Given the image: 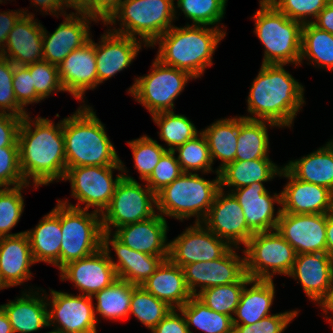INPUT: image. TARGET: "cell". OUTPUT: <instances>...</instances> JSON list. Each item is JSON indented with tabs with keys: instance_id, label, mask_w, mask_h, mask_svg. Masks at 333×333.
I'll use <instances>...</instances> for the list:
<instances>
[{
	"instance_id": "1",
	"label": "cell",
	"mask_w": 333,
	"mask_h": 333,
	"mask_svg": "<svg viewBox=\"0 0 333 333\" xmlns=\"http://www.w3.org/2000/svg\"><path fill=\"white\" fill-rule=\"evenodd\" d=\"M29 116L23 117L19 128V163L25 182L30 184L32 178L37 189L55 180H64L67 172L65 140L62 120L55 124L48 118L31 119Z\"/></svg>"
},
{
	"instance_id": "2",
	"label": "cell",
	"mask_w": 333,
	"mask_h": 333,
	"mask_svg": "<svg viewBox=\"0 0 333 333\" xmlns=\"http://www.w3.org/2000/svg\"><path fill=\"white\" fill-rule=\"evenodd\" d=\"M285 64H261L247 97L250 120H266L279 128H291L305 102L304 88L288 71Z\"/></svg>"
},
{
	"instance_id": "3",
	"label": "cell",
	"mask_w": 333,
	"mask_h": 333,
	"mask_svg": "<svg viewBox=\"0 0 333 333\" xmlns=\"http://www.w3.org/2000/svg\"><path fill=\"white\" fill-rule=\"evenodd\" d=\"M225 35V30L215 27L174 25L150 47L158 43L156 59L166 66L187 71L197 79L213 65L212 56Z\"/></svg>"
},
{
	"instance_id": "4",
	"label": "cell",
	"mask_w": 333,
	"mask_h": 333,
	"mask_svg": "<svg viewBox=\"0 0 333 333\" xmlns=\"http://www.w3.org/2000/svg\"><path fill=\"white\" fill-rule=\"evenodd\" d=\"M67 167L122 165L105 126L89 105L62 120Z\"/></svg>"
},
{
	"instance_id": "5",
	"label": "cell",
	"mask_w": 333,
	"mask_h": 333,
	"mask_svg": "<svg viewBox=\"0 0 333 333\" xmlns=\"http://www.w3.org/2000/svg\"><path fill=\"white\" fill-rule=\"evenodd\" d=\"M220 189V176L207 180L198 173H183L156 194L157 213L181 222L196 217L202 223Z\"/></svg>"
},
{
	"instance_id": "6",
	"label": "cell",
	"mask_w": 333,
	"mask_h": 333,
	"mask_svg": "<svg viewBox=\"0 0 333 333\" xmlns=\"http://www.w3.org/2000/svg\"><path fill=\"white\" fill-rule=\"evenodd\" d=\"M254 14V33L264 46L262 64H294L299 66L303 24L291 20L271 3L259 0Z\"/></svg>"
},
{
	"instance_id": "7",
	"label": "cell",
	"mask_w": 333,
	"mask_h": 333,
	"mask_svg": "<svg viewBox=\"0 0 333 333\" xmlns=\"http://www.w3.org/2000/svg\"><path fill=\"white\" fill-rule=\"evenodd\" d=\"M175 0H121L119 7L104 22L120 28L112 32L141 40L150 47L161 35L167 32L175 20Z\"/></svg>"
},
{
	"instance_id": "8",
	"label": "cell",
	"mask_w": 333,
	"mask_h": 333,
	"mask_svg": "<svg viewBox=\"0 0 333 333\" xmlns=\"http://www.w3.org/2000/svg\"><path fill=\"white\" fill-rule=\"evenodd\" d=\"M151 72L137 77L128 89L135 101L152 115L174 110V100L181 94L188 81L194 78L189 72L162 64L154 59Z\"/></svg>"
},
{
	"instance_id": "9",
	"label": "cell",
	"mask_w": 333,
	"mask_h": 333,
	"mask_svg": "<svg viewBox=\"0 0 333 333\" xmlns=\"http://www.w3.org/2000/svg\"><path fill=\"white\" fill-rule=\"evenodd\" d=\"M88 211L60 202V269L67 263L90 256L102 248L101 214Z\"/></svg>"
},
{
	"instance_id": "10",
	"label": "cell",
	"mask_w": 333,
	"mask_h": 333,
	"mask_svg": "<svg viewBox=\"0 0 333 333\" xmlns=\"http://www.w3.org/2000/svg\"><path fill=\"white\" fill-rule=\"evenodd\" d=\"M123 177L115 187L109 205L101 214L103 232L112 233L130 223L147 220L156 214V194L146 185L129 176L122 160Z\"/></svg>"
},
{
	"instance_id": "11",
	"label": "cell",
	"mask_w": 333,
	"mask_h": 333,
	"mask_svg": "<svg viewBox=\"0 0 333 333\" xmlns=\"http://www.w3.org/2000/svg\"><path fill=\"white\" fill-rule=\"evenodd\" d=\"M245 272L251 279L272 280L287 275L296 260L295 249L276 231L254 233L244 246Z\"/></svg>"
},
{
	"instance_id": "12",
	"label": "cell",
	"mask_w": 333,
	"mask_h": 333,
	"mask_svg": "<svg viewBox=\"0 0 333 333\" xmlns=\"http://www.w3.org/2000/svg\"><path fill=\"white\" fill-rule=\"evenodd\" d=\"M114 170L121 171V174L113 178ZM122 171V165L67 167L63 181H70L71 197L77 199L78 203L73 205L67 199L59 201L77 209L88 210L93 207L94 212L102 214L123 177ZM82 204L85 207H81Z\"/></svg>"
},
{
	"instance_id": "13",
	"label": "cell",
	"mask_w": 333,
	"mask_h": 333,
	"mask_svg": "<svg viewBox=\"0 0 333 333\" xmlns=\"http://www.w3.org/2000/svg\"><path fill=\"white\" fill-rule=\"evenodd\" d=\"M49 295L51 299H48ZM49 295H46L49 327L53 326V330L62 333H97L99 321L91 296H74L53 289Z\"/></svg>"
},
{
	"instance_id": "14",
	"label": "cell",
	"mask_w": 333,
	"mask_h": 333,
	"mask_svg": "<svg viewBox=\"0 0 333 333\" xmlns=\"http://www.w3.org/2000/svg\"><path fill=\"white\" fill-rule=\"evenodd\" d=\"M169 242V259L181 268L191 263L221 258L232 248L203 223H194Z\"/></svg>"
},
{
	"instance_id": "15",
	"label": "cell",
	"mask_w": 333,
	"mask_h": 333,
	"mask_svg": "<svg viewBox=\"0 0 333 333\" xmlns=\"http://www.w3.org/2000/svg\"><path fill=\"white\" fill-rule=\"evenodd\" d=\"M236 249L239 250L232 247L223 257L215 260L182 267L187 288L193 296L213 286L237 282L246 273L245 257H240Z\"/></svg>"
},
{
	"instance_id": "16",
	"label": "cell",
	"mask_w": 333,
	"mask_h": 333,
	"mask_svg": "<svg viewBox=\"0 0 333 333\" xmlns=\"http://www.w3.org/2000/svg\"><path fill=\"white\" fill-rule=\"evenodd\" d=\"M221 188L216 193L208 215L202 222L217 237L227 241L232 247L246 245L253 236L248 228L243 209L234 195Z\"/></svg>"
},
{
	"instance_id": "17",
	"label": "cell",
	"mask_w": 333,
	"mask_h": 333,
	"mask_svg": "<svg viewBox=\"0 0 333 333\" xmlns=\"http://www.w3.org/2000/svg\"><path fill=\"white\" fill-rule=\"evenodd\" d=\"M64 21L53 33L43 29L44 61L59 65L73 50L83 47L92 38V21H99L84 12L64 14ZM49 33V34H48Z\"/></svg>"
},
{
	"instance_id": "18",
	"label": "cell",
	"mask_w": 333,
	"mask_h": 333,
	"mask_svg": "<svg viewBox=\"0 0 333 333\" xmlns=\"http://www.w3.org/2000/svg\"><path fill=\"white\" fill-rule=\"evenodd\" d=\"M327 214H291L281 212L276 231L302 253H327Z\"/></svg>"
},
{
	"instance_id": "19",
	"label": "cell",
	"mask_w": 333,
	"mask_h": 333,
	"mask_svg": "<svg viewBox=\"0 0 333 333\" xmlns=\"http://www.w3.org/2000/svg\"><path fill=\"white\" fill-rule=\"evenodd\" d=\"M61 281L70 280L79 294L93 296L110 286L116 279V271L108 253L102 247L94 254L67 263L60 269Z\"/></svg>"
},
{
	"instance_id": "20",
	"label": "cell",
	"mask_w": 333,
	"mask_h": 333,
	"mask_svg": "<svg viewBox=\"0 0 333 333\" xmlns=\"http://www.w3.org/2000/svg\"><path fill=\"white\" fill-rule=\"evenodd\" d=\"M280 177L288 179L281 193V212L327 214L333 212V193L326 187L295 178L284 166Z\"/></svg>"
},
{
	"instance_id": "21",
	"label": "cell",
	"mask_w": 333,
	"mask_h": 333,
	"mask_svg": "<svg viewBox=\"0 0 333 333\" xmlns=\"http://www.w3.org/2000/svg\"><path fill=\"white\" fill-rule=\"evenodd\" d=\"M263 183L257 182L229 191L243 209L248 228L253 233L276 230L281 214V207L276 213L274 208L275 203L281 205V193L271 196Z\"/></svg>"
},
{
	"instance_id": "22",
	"label": "cell",
	"mask_w": 333,
	"mask_h": 333,
	"mask_svg": "<svg viewBox=\"0 0 333 333\" xmlns=\"http://www.w3.org/2000/svg\"><path fill=\"white\" fill-rule=\"evenodd\" d=\"M58 72L64 90L85 103L86 90L98 86L95 42L90 39L83 47L73 50L58 65Z\"/></svg>"
},
{
	"instance_id": "23",
	"label": "cell",
	"mask_w": 333,
	"mask_h": 333,
	"mask_svg": "<svg viewBox=\"0 0 333 333\" xmlns=\"http://www.w3.org/2000/svg\"><path fill=\"white\" fill-rule=\"evenodd\" d=\"M169 227L166 218L156 213L151 218L123 225L112 234L127 247L153 256L169 259L167 231Z\"/></svg>"
},
{
	"instance_id": "24",
	"label": "cell",
	"mask_w": 333,
	"mask_h": 333,
	"mask_svg": "<svg viewBox=\"0 0 333 333\" xmlns=\"http://www.w3.org/2000/svg\"><path fill=\"white\" fill-rule=\"evenodd\" d=\"M100 37L99 43H95L99 85L130 66L143 43L138 38L121 35L109 29Z\"/></svg>"
},
{
	"instance_id": "25",
	"label": "cell",
	"mask_w": 333,
	"mask_h": 333,
	"mask_svg": "<svg viewBox=\"0 0 333 333\" xmlns=\"http://www.w3.org/2000/svg\"><path fill=\"white\" fill-rule=\"evenodd\" d=\"M34 17L35 15H23L18 20L0 53L14 65L28 66L44 60V26Z\"/></svg>"
},
{
	"instance_id": "26",
	"label": "cell",
	"mask_w": 333,
	"mask_h": 333,
	"mask_svg": "<svg viewBox=\"0 0 333 333\" xmlns=\"http://www.w3.org/2000/svg\"><path fill=\"white\" fill-rule=\"evenodd\" d=\"M110 246H112L118 257L116 262L110 256ZM102 247L109 255L117 278L136 286H141L163 261L160 256H153L130 249L110 232L102 233Z\"/></svg>"
},
{
	"instance_id": "27",
	"label": "cell",
	"mask_w": 333,
	"mask_h": 333,
	"mask_svg": "<svg viewBox=\"0 0 333 333\" xmlns=\"http://www.w3.org/2000/svg\"><path fill=\"white\" fill-rule=\"evenodd\" d=\"M288 276L300 281L307 297L318 306L333 284V258L327 253L298 254Z\"/></svg>"
},
{
	"instance_id": "28",
	"label": "cell",
	"mask_w": 333,
	"mask_h": 333,
	"mask_svg": "<svg viewBox=\"0 0 333 333\" xmlns=\"http://www.w3.org/2000/svg\"><path fill=\"white\" fill-rule=\"evenodd\" d=\"M35 289L38 290L33 292L31 288L29 291H23L14 301L0 305L10 321L13 333H33L43 327H49L47 292L41 288ZM39 289L44 294L39 295Z\"/></svg>"
},
{
	"instance_id": "29",
	"label": "cell",
	"mask_w": 333,
	"mask_h": 333,
	"mask_svg": "<svg viewBox=\"0 0 333 333\" xmlns=\"http://www.w3.org/2000/svg\"><path fill=\"white\" fill-rule=\"evenodd\" d=\"M35 263L25 231L14 236L0 237V272L9 287L23 285L32 279L29 267Z\"/></svg>"
},
{
	"instance_id": "30",
	"label": "cell",
	"mask_w": 333,
	"mask_h": 333,
	"mask_svg": "<svg viewBox=\"0 0 333 333\" xmlns=\"http://www.w3.org/2000/svg\"><path fill=\"white\" fill-rule=\"evenodd\" d=\"M141 286L177 310L193 296L187 288L183 269L170 259L163 260Z\"/></svg>"
},
{
	"instance_id": "31",
	"label": "cell",
	"mask_w": 333,
	"mask_h": 333,
	"mask_svg": "<svg viewBox=\"0 0 333 333\" xmlns=\"http://www.w3.org/2000/svg\"><path fill=\"white\" fill-rule=\"evenodd\" d=\"M30 241L34 261L52 264L60 270L62 232L60 225V201L35 228L25 231Z\"/></svg>"
},
{
	"instance_id": "32",
	"label": "cell",
	"mask_w": 333,
	"mask_h": 333,
	"mask_svg": "<svg viewBox=\"0 0 333 333\" xmlns=\"http://www.w3.org/2000/svg\"><path fill=\"white\" fill-rule=\"evenodd\" d=\"M284 167L298 180L326 187L333 193V139Z\"/></svg>"
},
{
	"instance_id": "33",
	"label": "cell",
	"mask_w": 333,
	"mask_h": 333,
	"mask_svg": "<svg viewBox=\"0 0 333 333\" xmlns=\"http://www.w3.org/2000/svg\"><path fill=\"white\" fill-rule=\"evenodd\" d=\"M281 169L270 158L235 160L219 171L220 188L224 190L227 186L235 190L257 182H268L279 176Z\"/></svg>"
},
{
	"instance_id": "34",
	"label": "cell",
	"mask_w": 333,
	"mask_h": 333,
	"mask_svg": "<svg viewBox=\"0 0 333 333\" xmlns=\"http://www.w3.org/2000/svg\"><path fill=\"white\" fill-rule=\"evenodd\" d=\"M251 285L248 289L247 286ZM275 297L273 280L251 279L245 285L233 317V324L251 325L269 314Z\"/></svg>"
},
{
	"instance_id": "35",
	"label": "cell",
	"mask_w": 333,
	"mask_h": 333,
	"mask_svg": "<svg viewBox=\"0 0 333 333\" xmlns=\"http://www.w3.org/2000/svg\"><path fill=\"white\" fill-rule=\"evenodd\" d=\"M201 132L207 140L212 163L216 158L221 161L218 172L236 160L239 116L216 120Z\"/></svg>"
},
{
	"instance_id": "36",
	"label": "cell",
	"mask_w": 333,
	"mask_h": 333,
	"mask_svg": "<svg viewBox=\"0 0 333 333\" xmlns=\"http://www.w3.org/2000/svg\"><path fill=\"white\" fill-rule=\"evenodd\" d=\"M279 127L266 120H250L239 116L236 160L269 158L268 126Z\"/></svg>"
},
{
	"instance_id": "37",
	"label": "cell",
	"mask_w": 333,
	"mask_h": 333,
	"mask_svg": "<svg viewBox=\"0 0 333 333\" xmlns=\"http://www.w3.org/2000/svg\"><path fill=\"white\" fill-rule=\"evenodd\" d=\"M305 58L315 67L333 71V34L313 23L303 24L299 65Z\"/></svg>"
},
{
	"instance_id": "38",
	"label": "cell",
	"mask_w": 333,
	"mask_h": 333,
	"mask_svg": "<svg viewBox=\"0 0 333 333\" xmlns=\"http://www.w3.org/2000/svg\"><path fill=\"white\" fill-rule=\"evenodd\" d=\"M125 280L117 278L110 286L95 293L97 304L95 314L109 320H123L129 317L132 291L136 288Z\"/></svg>"
},
{
	"instance_id": "39",
	"label": "cell",
	"mask_w": 333,
	"mask_h": 333,
	"mask_svg": "<svg viewBox=\"0 0 333 333\" xmlns=\"http://www.w3.org/2000/svg\"><path fill=\"white\" fill-rule=\"evenodd\" d=\"M190 333L194 325L204 333H233V318L207 307L197 296H192L181 308Z\"/></svg>"
},
{
	"instance_id": "40",
	"label": "cell",
	"mask_w": 333,
	"mask_h": 333,
	"mask_svg": "<svg viewBox=\"0 0 333 333\" xmlns=\"http://www.w3.org/2000/svg\"><path fill=\"white\" fill-rule=\"evenodd\" d=\"M152 119L160 128V139L169 147L166 148L167 151L175 150L201 133L188 117L175 114L174 111L156 113L152 115Z\"/></svg>"
},
{
	"instance_id": "41",
	"label": "cell",
	"mask_w": 333,
	"mask_h": 333,
	"mask_svg": "<svg viewBox=\"0 0 333 333\" xmlns=\"http://www.w3.org/2000/svg\"><path fill=\"white\" fill-rule=\"evenodd\" d=\"M251 278L245 273L237 282L201 291L197 297L215 312L234 317L242 291Z\"/></svg>"
},
{
	"instance_id": "42",
	"label": "cell",
	"mask_w": 333,
	"mask_h": 333,
	"mask_svg": "<svg viewBox=\"0 0 333 333\" xmlns=\"http://www.w3.org/2000/svg\"><path fill=\"white\" fill-rule=\"evenodd\" d=\"M227 0H177V7L175 5V20L177 9L179 8L185 15V18L190 19L192 25H203L219 27L221 19L224 18Z\"/></svg>"
},
{
	"instance_id": "43",
	"label": "cell",
	"mask_w": 333,
	"mask_h": 333,
	"mask_svg": "<svg viewBox=\"0 0 333 333\" xmlns=\"http://www.w3.org/2000/svg\"><path fill=\"white\" fill-rule=\"evenodd\" d=\"M173 152H178L177 160L181 165L184 173H197L199 171L204 174L215 172L212 169V163L208 143L202 132L194 139L186 141L181 146L177 147Z\"/></svg>"
},
{
	"instance_id": "44",
	"label": "cell",
	"mask_w": 333,
	"mask_h": 333,
	"mask_svg": "<svg viewBox=\"0 0 333 333\" xmlns=\"http://www.w3.org/2000/svg\"><path fill=\"white\" fill-rule=\"evenodd\" d=\"M164 301L159 300L142 286L132 291L129 316L134 315L145 327L152 330L171 310Z\"/></svg>"
},
{
	"instance_id": "45",
	"label": "cell",
	"mask_w": 333,
	"mask_h": 333,
	"mask_svg": "<svg viewBox=\"0 0 333 333\" xmlns=\"http://www.w3.org/2000/svg\"><path fill=\"white\" fill-rule=\"evenodd\" d=\"M29 184L17 187L0 188V237L21 234L10 233L19 222L24 210V198L21 193Z\"/></svg>"
},
{
	"instance_id": "46",
	"label": "cell",
	"mask_w": 333,
	"mask_h": 333,
	"mask_svg": "<svg viewBox=\"0 0 333 333\" xmlns=\"http://www.w3.org/2000/svg\"><path fill=\"white\" fill-rule=\"evenodd\" d=\"M127 143L132 149L134 167L140 174L139 179L145 181L167 149L147 135Z\"/></svg>"
},
{
	"instance_id": "47",
	"label": "cell",
	"mask_w": 333,
	"mask_h": 333,
	"mask_svg": "<svg viewBox=\"0 0 333 333\" xmlns=\"http://www.w3.org/2000/svg\"><path fill=\"white\" fill-rule=\"evenodd\" d=\"M271 3L277 10L284 13L291 20L312 23L329 0H260ZM309 17V18H308ZM314 18V19H313ZM309 19V20H308Z\"/></svg>"
},
{
	"instance_id": "48",
	"label": "cell",
	"mask_w": 333,
	"mask_h": 333,
	"mask_svg": "<svg viewBox=\"0 0 333 333\" xmlns=\"http://www.w3.org/2000/svg\"><path fill=\"white\" fill-rule=\"evenodd\" d=\"M25 67L30 71L35 91L42 100L56 92H65L57 65L43 60Z\"/></svg>"
},
{
	"instance_id": "49",
	"label": "cell",
	"mask_w": 333,
	"mask_h": 333,
	"mask_svg": "<svg viewBox=\"0 0 333 333\" xmlns=\"http://www.w3.org/2000/svg\"><path fill=\"white\" fill-rule=\"evenodd\" d=\"M14 64L0 55V113H8L19 117L28 114L17 102L13 89Z\"/></svg>"
},
{
	"instance_id": "50",
	"label": "cell",
	"mask_w": 333,
	"mask_h": 333,
	"mask_svg": "<svg viewBox=\"0 0 333 333\" xmlns=\"http://www.w3.org/2000/svg\"><path fill=\"white\" fill-rule=\"evenodd\" d=\"M175 155L176 153L173 151H166L151 175L145 180L147 186L155 194L184 173Z\"/></svg>"
},
{
	"instance_id": "51",
	"label": "cell",
	"mask_w": 333,
	"mask_h": 333,
	"mask_svg": "<svg viewBox=\"0 0 333 333\" xmlns=\"http://www.w3.org/2000/svg\"><path fill=\"white\" fill-rule=\"evenodd\" d=\"M26 184L19 163V147L0 148V188Z\"/></svg>"
},
{
	"instance_id": "52",
	"label": "cell",
	"mask_w": 333,
	"mask_h": 333,
	"mask_svg": "<svg viewBox=\"0 0 333 333\" xmlns=\"http://www.w3.org/2000/svg\"><path fill=\"white\" fill-rule=\"evenodd\" d=\"M299 310L271 314L251 325L233 324V333H283Z\"/></svg>"
},
{
	"instance_id": "53",
	"label": "cell",
	"mask_w": 333,
	"mask_h": 333,
	"mask_svg": "<svg viewBox=\"0 0 333 333\" xmlns=\"http://www.w3.org/2000/svg\"><path fill=\"white\" fill-rule=\"evenodd\" d=\"M13 89L18 104L24 109L28 104L41 102L37 95L30 71L25 66L14 65Z\"/></svg>"
},
{
	"instance_id": "54",
	"label": "cell",
	"mask_w": 333,
	"mask_h": 333,
	"mask_svg": "<svg viewBox=\"0 0 333 333\" xmlns=\"http://www.w3.org/2000/svg\"><path fill=\"white\" fill-rule=\"evenodd\" d=\"M22 117L8 113H0V148L19 147L18 133Z\"/></svg>"
},
{
	"instance_id": "55",
	"label": "cell",
	"mask_w": 333,
	"mask_h": 333,
	"mask_svg": "<svg viewBox=\"0 0 333 333\" xmlns=\"http://www.w3.org/2000/svg\"><path fill=\"white\" fill-rule=\"evenodd\" d=\"M171 309L151 330V333H190L184 314L180 309ZM181 313V314H180Z\"/></svg>"
},
{
	"instance_id": "56",
	"label": "cell",
	"mask_w": 333,
	"mask_h": 333,
	"mask_svg": "<svg viewBox=\"0 0 333 333\" xmlns=\"http://www.w3.org/2000/svg\"><path fill=\"white\" fill-rule=\"evenodd\" d=\"M28 10H9L0 12V53L6 45L8 36L12 28L23 15H33Z\"/></svg>"
},
{
	"instance_id": "57",
	"label": "cell",
	"mask_w": 333,
	"mask_h": 333,
	"mask_svg": "<svg viewBox=\"0 0 333 333\" xmlns=\"http://www.w3.org/2000/svg\"><path fill=\"white\" fill-rule=\"evenodd\" d=\"M121 0H88V15L103 23L119 7Z\"/></svg>"
},
{
	"instance_id": "58",
	"label": "cell",
	"mask_w": 333,
	"mask_h": 333,
	"mask_svg": "<svg viewBox=\"0 0 333 333\" xmlns=\"http://www.w3.org/2000/svg\"><path fill=\"white\" fill-rule=\"evenodd\" d=\"M312 23L319 29L333 34V3L329 2Z\"/></svg>"
},
{
	"instance_id": "59",
	"label": "cell",
	"mask_w": 333,
	"mask_h": 333,
	"mask_svg": "<svg viewBox=\"0 0 333 333\" xmlns=\"http://www.w3.org/2000/svg\"><path fill=\"white\" fill-rule=\"evenodd\" d=\"M31 4L37 6L39 5L40 11L45 12L46 14L53 15L58 17V15L66 14V8L63 7L62 0H30ZM60 13V14H59Z\"/></svg>"
},
{
	"instance_id": "60",
	"label": "cell",
	"mask_w": 333,
	"mask_h": 333,
	"mask_svg": "<svg viewBox=\"0 0 333 333\" xmlns=\"http://www.w3.org/2000/svg\"><path fill=\"white\" fill-rule=\"evenodd\" d=\"M319 307L323 310V314H325V319L331 324L333 322L332 316H326L328 313L333 314V284L327 291L326 296L318 303Z\"/></svg>"
},
{
	"instance_id": "61",
	"label": "cell",
	"mask_w": 333,
	"mask_h": 333,
	"mask_svg": "<svg viewBox=\"0 0 333 333\" xmlns=\"http://www.w3.org/2000/svg\"><path fill=\"white\" fill-rule=\"evenodd\" d=\"M326 242L327 254L333 258V212L327 213Z\"/></svg>"
},
{
	"instance_id": "62",
	"label": "cell",
	"mask_w": 333,
	"mask_h": 333,
	"mask_svg": "<svg viewBox=\"0 0 333 333\" xmlns=\"http://www.w3.org/2000/svg\"><path fill=\"white\" fill-rule=\"evenodd\" d=\"M63 7L73 8L76 12H84L88 14V0H62Z\"/></svg>"
},
{
	"instance_id": "63",
	"label": "cell",
	"mask_w": 333,
	"mask_h": 333,
	"mask_svg": "<svg viewBox=\"0 0 333 333\" xmlns=\"http://www.w3.org/2000/svg\"><path fill=\"white\" fill-rule=\"evenodd\" d=\"M0 333H13L10 321L4 310L0 307Z\"/></svg>"
},
{
	"instance_id": "64",
	"label": "cell",
	"mask_w": 333,
	"mask_h": 333,
	"mask_svg": "<svg viewBox=\"0 0 333 333\" xmlns=\"http://www.w3.org/2000/svg\"><path fill=\"white\" fill-rule=\"evenodd\" d=\"M4 288L7 289V288H9V286L4 281V279L1 275V272H0V290H3Z\"/></svg>"
},
{
	"instance_id": "65",
	"label": "cell",
	"mask_w": 333,
	"mask_h": 333,
	"mask_svg": "<svg viewBox=\"0 0 333 333\" xmlns=\"http://www.w3.org/2000/svg\"><path fill=\"white\" fill-rule=\"evenodd\" d=\"M47 333H62V332L52 330V331H49V332H47Z\"/></svg>"
}]
</instances>
